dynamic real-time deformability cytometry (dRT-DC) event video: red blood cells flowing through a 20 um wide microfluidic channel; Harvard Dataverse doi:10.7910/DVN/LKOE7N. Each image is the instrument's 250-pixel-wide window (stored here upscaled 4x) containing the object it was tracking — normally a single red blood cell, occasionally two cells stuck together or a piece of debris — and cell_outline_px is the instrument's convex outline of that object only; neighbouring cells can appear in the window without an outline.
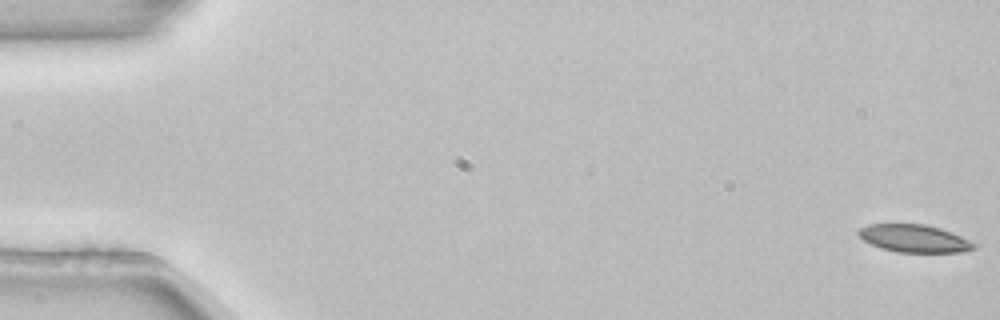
{"species": "common noctule bat (a hibernating species)", "species_latin": "Nyctalus noctula", "temperature_condition": "room temperature", "stored_images_in_passage": 5, "camera_frame_rate_fps": 3000, "um_per_image_px": 0.085, "animal": {"sex": "female", "body_mass_g": 22.7, "forearm_length_mm": 54.2}, "frame": {"image": 1, "passage_image": 1, "time_ms": 0.0, "image_size_px": [1000, 320], "cell_outline_px": [[976, 248], [960, 252], [896, 252], [880, 248], [864, 240], [856, 232], [860, 228], [868, 224], [924, 224], [940, 228], [960, 236], [976, 244]], "centroid_in_image_um": [77.68, 20.27], "position_along_channel_um": 7.3, "area_um2": 18.44}}
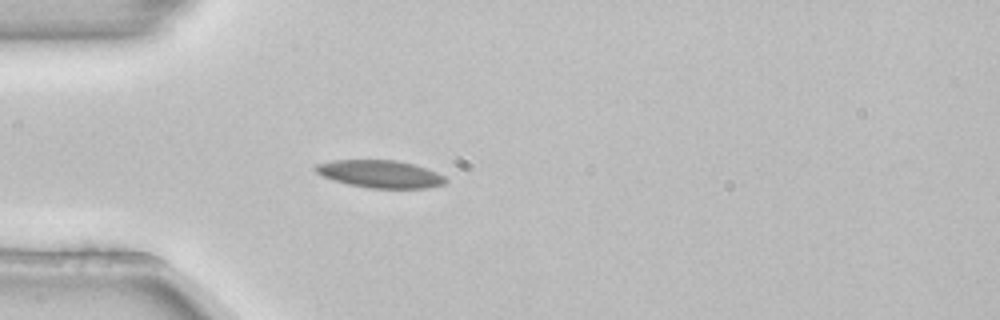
{"frame": {"image": 2, "passage_image": 5, "time_ms": 1.333, "image_size_px": [1000, 320], "cell_outline_px": [[448, 180], [444, 184], [428, 188], [368, 188], [348, 184], [324, 176], [316, 172], [312, 168], [316, 164], [332, 160], [396, 160], [412, 164], [436, 172], [444, 176]], "centroid_in_image_um": [32.3, 14.79], "position_along_channel_um": 52.7, "area_um2": 20.75}}